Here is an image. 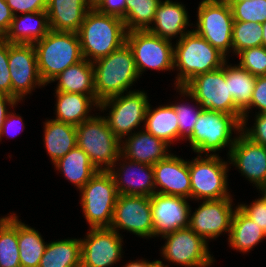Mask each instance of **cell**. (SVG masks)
<instances>
[{
	"label": "cell",
	"mask_w": 266,
	"mask_h": 267,
	"mask_svg": "<svg viewBox=\"0 0 266 267\" xmlns=\"http://www.w3.org/2000/svg\"><path fill=\"white\" fill-rule=\"evenodd\" d=\"M77 33L83 58L94 62L125 44L127 30L122 19L91 8Z\"/></svg>",
	"instance_id": "cell-1"
},
{
	"label": "cell",
	"mask_w": 266,
	"mask_h": 267,
	"mask_svg": "<svg viewBox=\"0 0 266 267\" xmlns=\"http://www.w3.org/2000/svg\"><path fill=\"white\" fill-rule=\"evenodd\" d=\"M92 64L95 97L99 103L127 92L139 78L133 53L127 43Z\"/></svg>",
	"instance_id": "cell-2"
},
{
	"label": "cell",
	"mask_w": 266,
	"mask_h": 267,
	"mask_svg": "<svg viewBox=\"0 0 266 267\" xmlns=\"http://www.w3.org/2000/svg\"><path fill=\"white\" fill-rule=\"evenodd\" d=\"M226 60L223 53L193 29L179 39L174 47V68L179 71L176 87H183L196 75L223 67Z\"/></svg>",
	"instance_id": "cell-3"
},
{
	"label": "cell",
	"mask_w": 266,
	"mask_h": 267,
	"mask_svg": "<svg viewBox=\"0 0 266 267\" xmlns=\"http://www.w3.org/2000/svg\"><path fill=\"white\" fill-rule=\"evenodd\" d=\"M34 49L38 71L45 85L66 68L84 59L77 32L50 30L34 44Z\"/></svg>",
	"instance_id": "cell-4"
},
{
	"label": "cell",
	"mask_w": 266,
	"mask_h": 267,
	"mask_svg": "<svg viewBox=\"0 0 266 267\" xmlns=\"http://www.w3.org/2000/svg\"><path fill=\"white\" fill-rule=\"evenodd\" d=\"M76 143L98 171L116 168L121 155V140L108 127L104 116H92L76 126Z\"/></svg>",
	"instance_id": "cell-5"
},
{
	"label": "cell",
	"mask_w": 266,
	"mask_h": 267,
	"mask_svg": "<svg viewBox=\"0 0 266 267\" xmlns=\"http://www.w3.org/2000/svg\"><path fill=\"white\" fill-rule=\"evenodd\" d=\"M180 95L197 101L202 110L234 115L242 122L243 113L235 106L225 80V63L216 70L196 75L183 87H176Z\"/></svg>",
	"instance_id": "cell-6"
},
{
	"label": "cell",
	"mask_w": 266,
	"mask_h": 267,
	"mask_svg": "<svg viewBox=\"0 0 266 267\" xmlns=\"http://www.w3.org/2000/svg\"><path fill=\"white\" fill-rule=\"evenodd\" d=\"M232 131H241V122L234 116L224 112L202 110L198 116L192 135L187 139L192 150L198 155H217L216 151L231 147L236 137ZM238 132V133H237ZM209 152V153H208ZM211 152H213L211 154Z\"/></svg>",
	"instance_id": "cell-7"
},
{
	"label": "cell",
	"mask_w": 266,
	"mask_h": 267,
	"mask_svg": "<svg viewBox=\"0 0 266 267\" xmlns=\"http://www.w3.org/2000/svg\"><path fill=\"white\" fill-rule=\"evenodd\" d=\"M83 214L91 228H110L118 198L115 181L109 171H97L79 190Z\"/></svg>",
	"instance_id": "cell-8"
},
{
	"label": "cell",
	"mask_w": 266,
	"mask_h": 267,
	"mask_svg": "<svg viewBox=\"0 0 266 267\" xmlns=\"http://www.w3.org/2000/svg\"><path fill=\"white\" fill-rule=\"evenodd\" d=\"M228 163L217 155H197L189 161L190 199L217 200L232 198L228 192Z\"/></svg>",
	"instance_id": "cell-9"
},
{
	"label": "cell",
	"mask_w": 266,
	"mask_h": 267,
	"mask_svg": "<svg viewBox=\"0 0 266 267\" xmlns=\"http://www.w3.org/2000/svg\"><path fill=\"white\" fill-rule=\"evenodd\" d=\"M194 31L227 56L232 51L233 14L225 0H202Z\"/></svg>",
	"instance_id": "cell-10"
},
{
	"label": "cell",
	"mask_w": 266,
	"mask_h": 267,
	"mask_svg": "<svg viewBox=\"0 0 266 267\" xmlns=\"http://www.w3.org/2000/svg\"><path fill=\"white\" fill-rule=\"evenodd\" d=\"M144 91H129L126 95L121 94L110 97L98 104L99 110L111 108L109 116H104L108 127L114 135L122 140L131 135L132 130L145 122L146 109L149 104L148 96Z\"/></svg>",
	"instance_id": "cell-11"
},
{
	"label": "cell",
	"mask_w": 266,
	"mask_h": 267,
	"mask_svg": "<svg viewBox=\"0 0 266 267\" xmlns=\"http://www.w3.org/2000/svg\"><path fill=\"white\" fill-rule=\"evenodd\" d=\"M139 76L146 69L174 70V45L147 30H132L126 34Z\"/></svg>",
	"instance_id": "cell-12"
},
{
	"label": "cell",
	"mask_w": 266,
	"mask_h": 267,
	"mask_svg": "<svg viewBox=\"0 0 266 267\" xmlns=\"http://www.w3.org/2000/svg\"><path fill=\"white\" fill-rule=\"evenodd\" d=\"M166 239L161 253L167 261L186 267H209L213 256L208 243L189 227L165 234Z\"/></svg>",
	"instance_id": "cell-13"
},
{
	"label": "cell",
	"mask_w": 266,
	"mask_h": 267,
	"mask_svg": "<svg viewBox=\"0 0 266 267\" xmlns=\"http://www.w3.org/2000/svg\"><path fill=\"white\" fill-rule=\"evenodd\" d=\"M8 65L11 76V97L18 102L30 94L34 87L45 86L38 71L33 44L9 43Z\"/></svg>",
	"instance_id": "cell-14"
},
{
	"label": "cell",
	"mask_w": 266,
	"mask_h": 267,
	"mask_svg": "<svg viewBox=\"0 0 266 267\" xmlns=\"http://www.w3.org/2000/svg\"><path fill=\"white\" fill-rule=\"evenodd\" d=\"M110 228L117 233L124 229L142 238H153L150 197L118 195Z\"/></svg>",
	"instance_id": "cell-15"
},
{
	"label": "cell",
	"mask_w": 266,
	"mask_h": 267,
	"mask_svg": "<svg viewBox=\"0 0 266 267\" xmlns=\"http://www.w3.org/2000/svg\"><path fill=\"white\" fill-rule=\"evenodd\" d=\"M121 234L111 228H91L81 241V267H109L122 257Z\"/></svg>",
	"instance_id": "cell-16"
},
{
	"label": "cell",
	"mask_w": 266,
	"mask_h": 267,
	"mask_svg": "<svg viewBox=\"0 0 266 267\" xmlns=\"http://www.w3.org/2000/svg\"><path fill=\"white\" fill-rule=\"evenodd\" d=\"M231 198L203 200L189 218V228L206 242L216 239L222 232L230 234L231 221L235 209Z\"/></svg>",
	"instance_id": "cell-17"
},
{
	"label": "cell",
	"mask_w": 266,
	"mask_h": 267,
	"mask_svg": "<svg viewBox=\"0 0 266 267\" xmlns=\"http://www.w3.org/2000/svg\"><path fill=\"white\" fill-rule=\"evenodd\" d=\"M186 199L161 193L150 197L153 237L189 227L191 208Z\"/></svg>",
	"instance_id": "cell-18"
},
{
	"label": "cell",
	"mask_w": 266,
	"mask_h": 267,
	"mask_svg": "<svg viewBox=\"0 0 266 267\" xmlns=\"http://www.w3.org/2000/svg\"><path fill=\"white\" fill-rule=\"evenodd\" d=\"M228 161L257 189L266 182V146L247 138L241 131L230 149Z\"/></svg>",
	"instance_id": "cell-19"
},
{
	"label": "cell",
	"mask_w": 266,
	"mask_h": 267,
	"mask_svg": "<svg viewBox=\"0 0 266 267\" xmlns=\"http://www.w3.org/2000/svg\"><path fill=\"white\" fill-rule=\"evenodd\" d=\"M123 158V160H122ZM125 159V161H124ZM120 168L112 167V174L119 195H137L151 197L156 193L153 165L128 160L122 155L117 159ZM121 160L124 161L121 164Z\"/></svg>",
	"instance_id": "cell-20"
},
{
	"label": "cell",
	"mask_w": 266,
	"mask_h": 267,
	"mask_svg": "<svg viewBox=\"0 0 266 267\" xmlns=\"http://www.w3.org/2000/svg\"><path fill=\"white\" fill-rule=\"evenodd\" d=\"M153 171L156 193L190 199L189 160L185 161L170 154L167 158L155 163Z\"/></svg>",
	"instance_id": "cell-21"
},
{
	"label": "cell",
	"mask_w": 266,
	"mask_h": 267,
	"mask_svg": "<svg viewBox=\"0 0 266 267\" xmlns=\"http://www.w3.org/2000/svg\"><path fill=\"white\" fill-rule=\"evenodd\" d=\"M168 147L169 144L144 129L121 140V155L127 160L154 165L171 154Z\"/></svg>",
	"instance_id": "cell-22"
},
{
	"label": "cell",
	"mask_w": 266,
	"mask_h": 267,
	"mask_svg": "<svg viewBox=\"0 0 266 267\" xmlns=\"http://www.w3.org/2000/svg\"><path fill=\"white\" fill-rule=\"evenodd\" d=\"M188 12L185 6L180 2L171 0L161 1L156 9L153 25L147 31L163 39L171 41L172 37L178 36L181 39L186 33V27L191 26L189 23Z\"/></svg>",
	"instance_id": "cell-23"
},
{
	"label": "cell",
	"mask_w": 266,
	"mask_h": 267,
	"mask_svg": "<svg viewBox=\"0 0 266 267\" xmlns=\"http://www.w3.org/2000/svg\"><path fill=\"white\" fill-rule=\"evenodd\" d=\"M90 9L86 0H48L50 30L78 32Z\"/></svg>",
	"instance_id": "cell-24"
},
{
	"label": "cell",
	"mask_w": 266,
	"mask_h": 267,
	"mask_svg": "<svg viewBox=\"0 0 266 267\" xmlns=\"http://www.w3.org/2000/svg\"><path fill=\"white\" fill-rule=\"evenodd\" d=\"M50 31L47 11L14 16L8 33L3 38L16 44H35Z\"/></svg>",
	"instance_id": "cell-25"
},
{
	"label": "cell",
	"mask_w": 266,
	"mask_h": 267,
	"mask_svg": "<svg viewBox=\"0 0 266 267\" xmlns=\"http://www.w3.org/2000/svg\"><path fill=\"white\" fill-rule=\"evenodd\" d=\"M58 81L56 92L80 93L95 97L94 71L92 62L83 59L59 73L51 82Z\"/></svg>",
	"instance_id": "cell-26"
},
{
	"label": "cell",
	"mask_w": 266,
	"mask_h": 267,
	"mask_svg": "<svg viewBox=\"0 0 266 267\" xmlns=\"http://www.w3.org/2000/svg\"><path fill=\"white\" fill-rule=\"evenodd\" d=\"M56 101V120L58 122L79 125L92 117L88 113L92 106L98 107V104L88 95L80 93L55 92Z\"/></svg>",
	"instance_id": "cell-27"
},
{
	"label": "cell",
	"mask_w": 266,
	"mask_h": 267,
	"mask_svg": "<svg viewBox=\"0 0 266 267\" xmlns=\"http://www.w3.org/2000/svg\"><path fill=\"white\" fill-rule=\"evenodd\" d=\"M265 237L266 233L262 228L237 206L232 217L228 237L230 246L242 253L249 252Z\"/></svg>",
	"instance_id": "cell-28"
},
{
	"label": "cell",
	"mask_w": 266,
	"mask_h": 267,
	"mask_svg": "<svg viewBox=\"0 0 266 267\" xmlns=\"http://www.w3.org/2000/svg\"><path fill=\"white\" fill-rule=\"evenodd\" d=\"M44 124L43 141L48 155L54 164L77 145L76 126L53 119H48Z\"/></svg>",
	"instance_id": "cell-29"
},
{
	"label": "cell",
	"mask_w": 266,
	"mask_h": 267,
	"mask_svg": "<svg viewBox=\"0 0 266 267\" xmlns=\"http://www.w3.org/2000/svg\"><path fill=\"white\" fill-rule=\"evenodd\" d=\"M57 171L63 172L64 177L77 189H81L98 171L90 162L86 152L77 145L65 156L54 163Z\"/></svg>",
	"instance_id": "cell-30"
},
{
	"label": "cell",
	"mask_w": 266,
	"mask_h": 267,
	"mask_svg": "<svg viewBox=\"0 0 266 267\" xmlns=\"http://www.w3.org/2000/svg\"><path fill=\"white\" fill-rule=\"evenodd\" d=\"M177 118L172 105H163L152 110L148 104L143 127L147 132L171 146L178 139Z\"/></svg>",
	"instance_id": "cell-31"
},
{
	"label": "cell",
	"mask_w": 266,
	"mask_h": 267,
	"mask_svg": "<svg viewBox=\"0 0 266 267\" xmlns=\"http://www.w3.org/2000/svg\"><path fill=\"white\" fill-rule=\"evenodd\" d=\"M39 267H81L80 239H64L48 243Z\"/></svg>",
	"instance_id": "cell-32"
},
{
	"label": "cell",
	"mask_w": 266,
	"mask_h": 267,
	"mask_svg": "<svg viewBox=\"0 0 266 267\" xmlns=\"http://www.w3.org/2000/svg\"><path fill=\"white\" fill-rule=\"evenodd\" d=\"M225 80L235 106L243 113L250 105L256 76L239 65H227L225 62Z\"/></svg>",
	"instance_id": "cell-33"
},
{
	"label": "cell",
	"mask_w": 266,
	"mask_h": 267,
	"mask_svg": "<svg viewBox=\"0 0 266 267\" xmlns=\"http://www.w3.org/2000/svg\"><path fill=\"white\" fill-rule=\"evenodd\" d=\"M18 246L21 267H39L47 243L38 230L29 227L18 218Z\"/></svg>",
	"instance_id": "cell-34"
},
{
	"label": "cell",
	"mask_w": 266,
	"mask_h": 267,
	"mask_svg": "<svg viewBox=\"0 0 266 267\" xmlns=\"http://www.w3.org/2000/svg\"><path fill=\"white\" fill-rule=\"evenodd\" d=\"M0 267H21L18 246V216L0 217Z\"/></svg>",
	"instance_id": "cell-35"
},
{
	"label": "cell",
	"mask_w": 266,
	"mask_h": 267,
	"mask_svg": "<svg viewBox=\"0 0 266 267\" xmlns=\"http://www.w3.org/2000/svg\"><path fill=\"white\" fill-rule=\"evenodd\" d=\"M162 0H126L124 24L127 32L147 30L152 25L156 9Z\"/></svg>",
	"instance_id": "cell-36"
},
{
	"label": "cell",
	"mask_w": 266,
	"mask_h": 267,
	"mask_svg": "<svg viewBox=\"0 0 266 267\" xmlns=\"http://www.w3.org/2000/svg\"><path fill=\"white\" fill-rule=\"evenodd\" d=\"M263 46L261 23L234 21L232 50L237 55L244 49Z\"/></svg>",
	"instance_id": "cell-37"
},
{
	"label": "cell",
	"mask_w": 266,
	"mask_h": 267,
	"mask_svg": "<svg viewBox=\"0 0 266 267\" xmlns=\"http://www.w3.org/2000/svg\"><path fill=\"white\" fill-rule=\"evenodd\" d=\"M227 3L231 7L234 21L261 24L266 21V0H245Z\"/></svg>",
	"instance_id": "cell-38"
},
{
	"label": "cell",
	"mask_w": 266,
	"mask_h": 267,
	"mask_svg": "<svg viewBox=\"0 0 266 267\" xmlns=\"http://www.w3.org/2000/svg\"><path fill=\"white\" fill-rule=\"evenodd\" d=\"M239 66L254 76H266V48L264 46L247 48L237 54Z\"/></svg>",
	"instance_id": "cell-39"
},
{
	"label": "cell",
	"mask_w": 266,
	"mask_h": 267,
	"mask_svg": "<svg viewBox=\"0 0 266 267\" xmlns=\"http://www.w3.org/2000/svg\"><path fill=\"white\" fill-rule=\"evenodd\" d=\"M197 108L190 107L189 104H171L176 112L178 119V140L185 138L186 140L192 135L198 116L202 109L200 104L196 101ZM189 105V106H188Z\"/></svg>",
	"instance_id": "cell-40"
},
{
	"label": "cell",
	"mask_w": 266,
	"mask_h": 267,
	"mask_svg": "<svg viewBox=\"0 0 266 267\" xmlns=\"http://www.w3.org/2000/svg\"><path fill=\"white\" fill-rule=\"evenodd\" d=\"M257 108L258 113H266V76L256 77L254 91L252 93L251 105L243 112V118L241 124L248 122V114L251 108Z\"/></svg>",
	"instance_id": "cell-41"
},
{
	"label": "cell",
	"mask_w": 266,
	"mask_h": 267,
	"mask_svg": "<svg viewBox=\"0 0 266 267\" xmlns=\"http://www.w3.org/2000/svg\"><path fill=\"white\" fill-rule=\"evenodd\" d=\"M9 42L0 38V94L11 96V76L8 65Z\"/></svg>",
	"instance_id": "cell-42"
},
{
	"label": "cell",
	"mask_w": 266,
	"mask_h": 267,
	"mask_svg": "<svg viewBox=\"0 0 266 267\" xmlns=\"http://www.w3.org/2000/svg\"><path fill=\"white\" fill-rule=\"evenodd\" d=\"M241 132L251 141L266 146V113H257L254 126L249 129L241 124Z\"/></svg>",
	"instance_id": "cell-43"
},
{
	"label": "cell",
	"mask_w": 266,
	"mask_h": 267,
	"mask_svg": "<svg viewBox=\"0 0 266 267\" xmlns=\"http://www.w3.org/2000/svg\"><path fill=\"white\" fill-rule=\"evenodd\" d=\"M238 207L266 233V201L261 196L250 205L240 204Z\"/></svg>",
	"instance_id": "cell-44"
},
{
	"label": "cell",
	"mask_w": 266,
	"mask_h": 267,
	"mask_svg": "<svg viewBox=\"0 0 266 267\" xmlns=\"http://www.w3.org/2000/svg\"><path fill=\"white\" fill-rule=\"evenodd\" d=\"M14 16L25 13L46 11L48 0H6ZM18 13V14H17Z\"/></svg>",
	"instance_id": "cell-45"
},
{
	"label": "cell",
	"mask_w": 266,
	"mask_h": 267,
	"mask_svg": "<svg viewBox=\"0 0 266 267\" xmlns=\"http://www.w3.org/2000/svg\"><path fill=\"white\" fill-rule=\"evenodd\" d=\"M126 0H102L95 8L98 12L124 19L126 15Z\"/></svg>",
	"instance_id": "cell-46"
},
{
	"label": "cell",
	"mask_w": 266,
	"mask_h": 267,
	"mask_svg": "<svg viewBox=\"0 0 266 267\" xmlns=\"http://www.w3.org/2000/svg\"><path fill=\"white\" fill-rule=\"evenodd\" d=\"M14 14L6 0H0V38L8 33Z\"/></svg>",
	"instance_id": "cell-47"
},
{
	"label": "cell",
	"mask_w": 266,
	"mask_h": 267,
	"mask_svg": "<svg viewBox=\"0 0 266 267\" xmlns=\"http://www.w3.org/2000/svg\"><path fill=\"white\" fill-rule=\"evenodd\" d=\"M21 124V125H20ZM18 125L19 127H22L24 125L23 123V119L21 118L20 115H16L12 112H9L4 123H3V126L1 128V131H0V140L2 138V135L4 136V134H7L9 136L10 134V131L13 129V131L15 132L14 134L17 135L16 132H20V129L21 128H18L19 131H17L18 129H14V127ZM16 126V128L18 127ZM16 130V131H15ZM11 131V132H13ZM13 134V133H12ZM13 134V135H14ZM15 136V135H14Z\"/></svg>",
	"instance_id": "cell-48"
},
{
	"label": "cell",
	"mask_w": 266,
	"mask_h": 267,
	"mask_svg": "<svg viewBox=\"0 0 266 267\" xmlns=\"http://www.w3.org/2000/svg\"><path fill=\"white\" fill-rule=\"evenodd\" d=\"M18 101L6 94H0V131L1 128L3 126V123L8 115V109L6 107V105L10 106V107H14Z\"/></svg>",
	"instance_id": "cell-49"
},
{
	"label": "cell",
	"mask_w": 266,
	"mask_h": 267,
	"mask_svg": "<svg viewBox=\"0 0 266 267\" xmlns=\"http://www.w3.org/2000/svg\"><path fill=\"white\" fill-rule=\"evenodd\" d=\"M158 264V260L152 262L146 260H137L129 262L128 264L124 265V267H156Z\"/></svg>",
	"instance_id": "cell-50"
},
{
	"label": "cell",
	"mask_w": 266,
	"mask_h": 267,
	"mask_svg": "<svg viewBox=\"0 0 266 267\" xmlns=\"http://www.w3.org/2000/svg\"><path fill=\"white\" fill-rule=\"evenodd\" d=\"M102 0H86L90 8H96Z\"/></svg>",
	"instance_id": "cell-51"
},
{
	"label": "cell",
	"mask_w": 266,
	"mask_h": 267,
	"mask_svg": "<svg viewBox=\"0 0 266 267\" xmlns=\"http://www.w3.org/2000/svg\"><path fill=\"white\" fill-rule=\"evenodd\" d=\"M258 189H259L260 193H262L261 197L266 201V182L263 183Z\"/></svg>",
	"instance_id": "cell-52"
},
{
	"label": "cell",
	"mask_w": 266,
	"mask_h": 267,
	"mask_svg": "<svg viewBox=\"0 0 266 267\" xmlns=\"http://www.w3.org/2000/svg\"><path fill=\"white\" fill-rule=\"evenodd\" d=\"M261 26L263 29V46L266 48V21Z\"/></svg>",
	"instance_id": "cell-53"
},
{
	"label": "cell",
	"mask_w": 266,
	"mask_h": 267,
	"mask_svg": "<svg viewBox=\"0 0 266 267\" xmlns=\"http://www.w3.org/2000/svg\"><path fill=\"white\" fill-rule=\"evenodd\" d=\"M159 264L156 267H168V265H164L161 260H158Z\"/></svg>",
	"instance_id": "cell-54"
},
{
	"label": "cell",
	"mask_w": 266,
	"mask_h": 267,
	"mask_svg": "<svg viewBox=\"0 0 266 267\" xmlns=\"http://www.w3.org/2000/svg\"><path fill=\"white\" fill-rule=\"evenodd\" d=\"M226 2H240V1H245V0H225Z\"/></svg>",
	"instance_id": "cell-55"
}]
</instances>
